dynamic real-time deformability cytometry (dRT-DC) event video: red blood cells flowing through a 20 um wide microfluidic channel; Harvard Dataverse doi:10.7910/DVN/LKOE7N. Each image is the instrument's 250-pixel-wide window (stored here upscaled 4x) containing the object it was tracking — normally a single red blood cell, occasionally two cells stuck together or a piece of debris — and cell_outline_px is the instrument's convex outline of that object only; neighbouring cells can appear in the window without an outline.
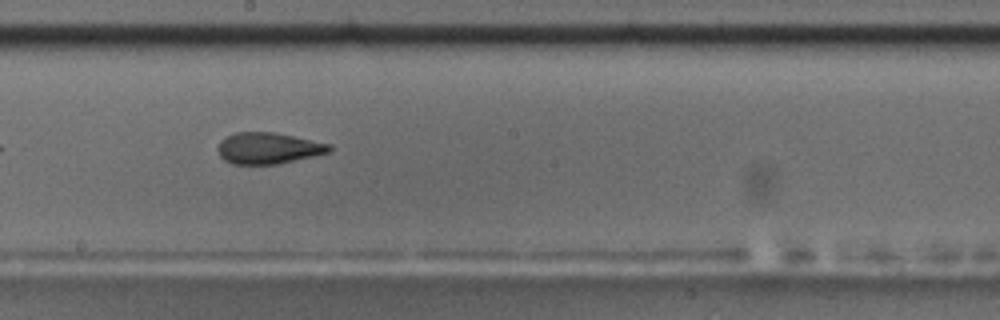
{"species": "common noctule bat (a hibernating species)", "species_latin": "Nyctalus noctula", "temperature_condition": "room temperature", "stored_images_in_passage": 35, "camera_frame_rate_fps": 3000, "um_per_image_px": 0.085, "animal": {"sex": "male", "body_mass_g": 17.5, "forearm_length_mm": 52.3}, "frame": {"image": 1, "passage_image": 16, "time_ms": 5.0, "image_size_px": [1000, 320], "cell_outline_px": [[332, 148], [328, 152], [312, 156], [276, 164], [232, 164], [224, 160], [220, 156], [216, 148], [220, 140], [236, 132], [272, 132], [332, 144]], "centroid_in_image_um": [22.76, 12.59], "position_along_channel_um": 225.4, "area_um2": 20.17}, "authors_computed_cell_mechanics": {"area_um2": 20.4034, "velocity_mm_per_s": 3.6898, "shape_relaxation_time_tau1_ms": 4.0523, "shape_relaxation_time_tau2_ms": 2.0912, "deformation_change_tau1": 0.1666, "deformation_change_tau2": 0.1052}}